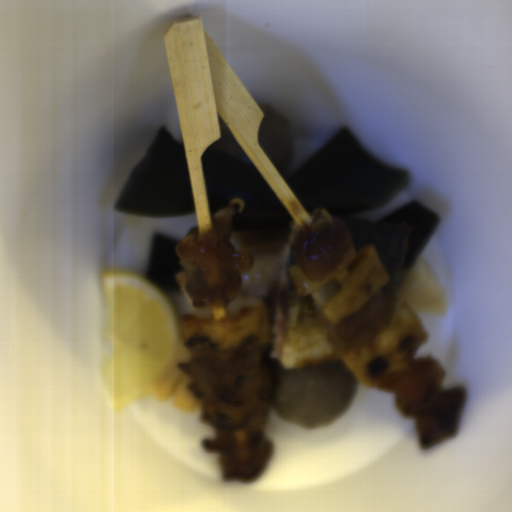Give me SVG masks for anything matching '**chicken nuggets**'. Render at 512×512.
Returning <instances> with one entry per match:
<instances>
[{"mask_svg":"<svg viewBox=\"0 0 512 512\" xmlns=\"http://www.w3.org/2000/svg\"><path fill=\"white\" fill-rule=\"evenodd\" d=\"M445 369L432 358H414L410 365L380 385L394 396L397 413L416 419L419 444L430 446L459 430L468 390L446 388Z\"/></svg>","mask_w":512,"mask_h":512,"instance_id":"chicken-nuggets-3","label":"chicken nuggets"},{"mask_svg":"<svg viewBox=\"0 0 512 512\" xmlns=\"http://www.w3.org/2000/svg\"><path fill=\"white\" fill-rule=\"evenodd\" d=\"M198 397L202 419L214 429L201 440L205 450L222 454L224 476L249 482L267 465L271 446L264 439L269 419L274 365L271 347L260 345L177 363Z\"/></svg>","mask_w":512,"mask_h":512,"instance_id":"chicken-nuggets-1","label":"chicken nuggets"},{"mask_svg":"<svg viewBox=\"0 0 512 512\" xmlns=\"http://www.w3.org/2000/svg\"><path fill=\"white\" fill-rule=\"evenodd\" d=\"M398 298L391 292L379 290L363 307L327 330V338L337 352L367 345L390 323Z\"/></svg>","mask_w":512,"mask_h":512,"instance_id":"chicken-nuggets-5","label":"chicken nuggets"},{"mask_svg":"<svg viewBox=\"0 0 512 512\" xmlns=\"http://www.w3.org/2000/svg\"><path fill=\"white\" fill-rule=\"evenodd\" d=\"M294 253L299 268L312 282L340 271L357 256L348 225L322 207L295 232Z\"/></svg>","mask_w":512,"mask_h":512,"instance_id":"chicken-nuggets-4","label":"chicken nuggets"},{"mask_svg":"<svg viewBox=\"0 0 512 512\" xmlns=\"http://www.w3.org/2000/svg\"><path fill=\"white\" fill-rule=\"evenodd\" d=\"M231 209L215 214L207 229L190 228L178 238L177 256L185 270L184 290L203 309L226 305L241 287V274L253 266L252 252L234 251Z\"/></svg>","mask_w":512,"mask_h":512,"instance_id":"chicken-nuggets-2","label":"chicken nuggets"}]
</instances>
